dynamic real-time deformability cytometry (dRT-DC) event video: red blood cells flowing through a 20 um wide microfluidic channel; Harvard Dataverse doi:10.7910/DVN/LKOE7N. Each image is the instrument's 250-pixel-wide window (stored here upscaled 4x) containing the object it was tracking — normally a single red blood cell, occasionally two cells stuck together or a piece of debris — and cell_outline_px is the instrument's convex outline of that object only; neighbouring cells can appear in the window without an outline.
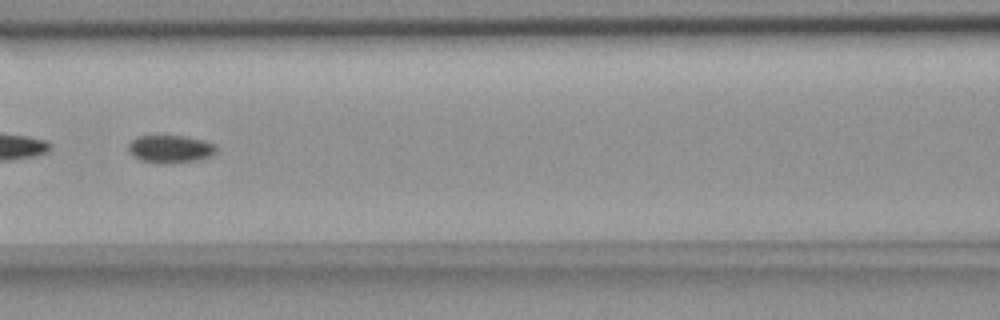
{"species": "common noctule bat (a hibernating species)", "species_latin": "Nyctalus noctula", "temperature_condition": "room temperature", "stored_images_in_passage": 9, "segment_of_instrument_passage": [2, 2], "camera_frame_rate_fps": 3000, "um_per_image_px": 0.085, "animal": {"sex": "female", "body_mass_g": 18.4}, "frame": {"image": 1, "passage_image": 7, "time_ms": 7.333, "image_size_px": [1000, 320], "cell_outline_px": [[216, 152], [212, 156], [200, 160], [160, 164], [156, 164], [140, 160], [128, 152], [128, 144], [136, 136], [184, 136], [204, 140], [216, 144]], "centroid_in_image_um": [14.48, 12.67], "position_along_channel_um": 152.1, "area_um2": 14.45}}
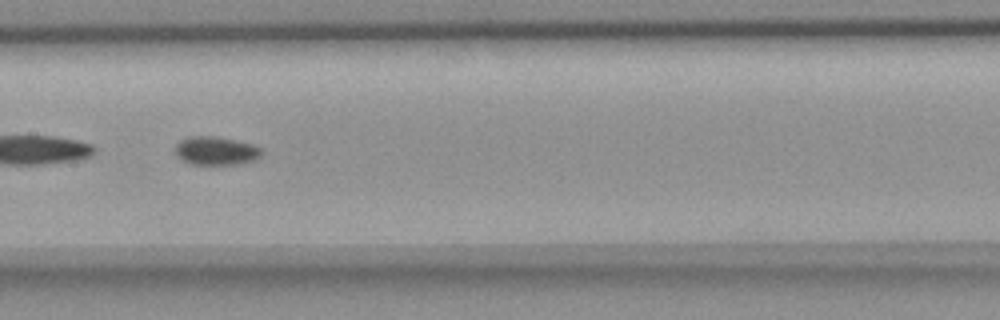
{"frame": {"image": 2, "passage_image": 8, "time_ms": 8.333, "image_size_px": [1000, 320], "cell_outline_px": [[260, 156], [256, 160], [236, 164], [192, 164], [176, 156], [176, 144], [180, 140], [188, 136], [216, 136], [236, 140], [252, 144], [260, 148]], "centroid_in_image_um": [18.34, 12.8], "position_along_channel_um": 189.1, "area_um2": 14.22}}
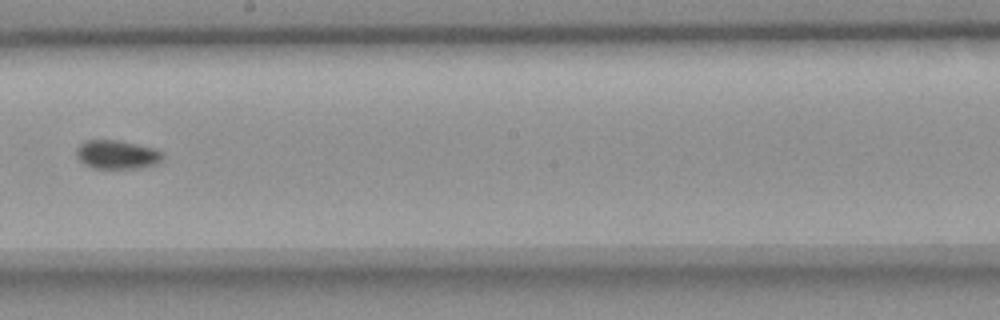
{"frame": {"image": 3, "passage_image": 9, "time_ms": 9.667, "image_size_px": [1000, 320], "cell_outline_px": [[164, 156], [156, 164], [140, 168], [92, 168], [84, 164], [76, 156], [76, 148], [84, 140], [116, 140], [156, 148], [164, 152]], "centroid_in_image_um": [9.95, 13.13], "position_along_channel_um": 238.3, "area_um2": 14.57}}